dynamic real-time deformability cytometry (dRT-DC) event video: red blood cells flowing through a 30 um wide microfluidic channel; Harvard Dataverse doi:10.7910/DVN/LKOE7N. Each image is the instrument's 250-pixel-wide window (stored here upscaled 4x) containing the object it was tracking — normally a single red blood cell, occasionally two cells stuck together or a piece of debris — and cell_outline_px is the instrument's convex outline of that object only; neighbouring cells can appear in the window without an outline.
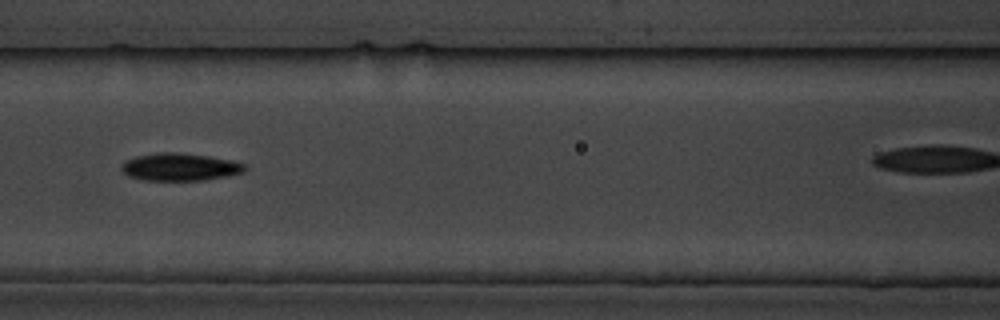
{"species": "common noctule bat (a hibernating species)", "species_latin": "Nyctalus noctula", "temperature_condition": "cold", "stored_images_in_passage": 12, "camera_frame_rate_fps": 3000, "um_per_image_px": 0.085, "animal": {"sex": "male", "body_mass_g": 19.5, "forearm_length_mm": 54.6}, "frame": {"image": 1, "passage_image": 7, "time_ms": 7.0, "image_size_px": [1000, 320], "cell_outline_px": [[248, 168], [244, 172], [228, 176], [204, 180], [144, 180], [128, 176], [120, 168], [124, 160], [136, 156], [156, 152], [180, 152], [208, 156], [232, 160], [244, 164]], "centroid_in_image_um": [15.29, 14.18], "position_along_channel_um": 151.3, "area_um2": 20.0}}
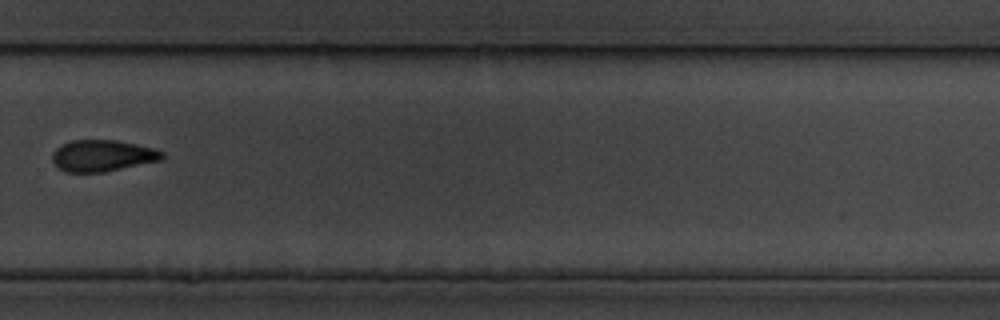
{"frame": {"image": 2, "passage_image": 12, "time_ms": 13.667, "image_size_px": [1000, 320], "cell_outline_px": [[164, 156], [160, 160], [104, 172], [64, 172], [52, 160], [52, 152], [56, 148], [72, 140], [116, 140], [136, 144], [152, 148], [164, 152]], "centroid_in_image_um": [8.69, 13.23], "position_along_channel_um": 321.1, "area_um2": 19.94}}